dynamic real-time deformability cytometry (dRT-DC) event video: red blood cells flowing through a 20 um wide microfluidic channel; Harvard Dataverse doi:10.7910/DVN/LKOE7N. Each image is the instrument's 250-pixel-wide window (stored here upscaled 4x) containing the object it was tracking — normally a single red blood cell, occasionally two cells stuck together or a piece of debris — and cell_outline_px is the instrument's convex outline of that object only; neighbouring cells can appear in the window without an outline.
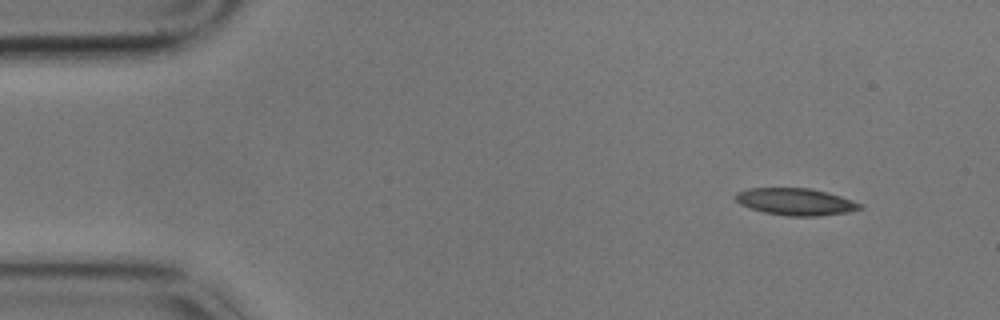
{"species": "common noctule bat (a hibernating species)", "species_latin": "Nyctalus noctula", "temperature_condition": "cold", "stored_images_in_passage": 6, "camera_frame_rate_fps": 3000, "um_per_image_px": 0.085, "animal": {"sex": "male", "body_mass_g": 17.9}, "frame": {"image": 1, "passage_image": 1, "time_ms": 0.0, "image_size_px": [1000, 320], "cell_outline_px": [[864, 208], [848, 212], [816, 216], [788, 216], [764, 212], [740, 204], [732, 196], [736, 192], [748, 188], [812, 188], [828, 192], [864, 204]], "centroid_in_image_um": [67.64, 17.14], "position_along_channel_um": 17.4, "area_um2": 19.71}}
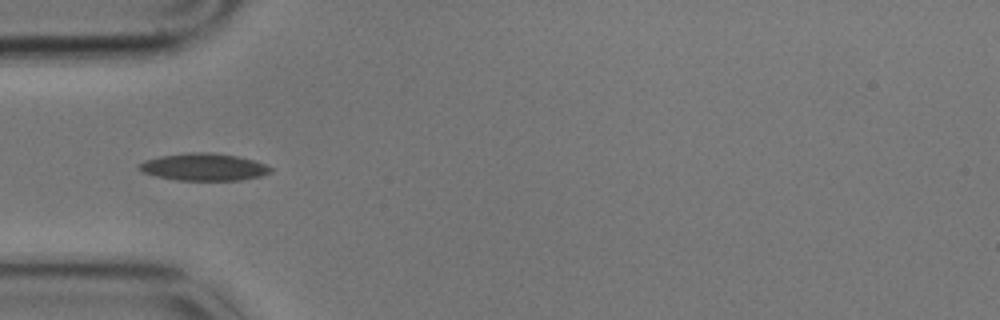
{"frame": {"image": 2, "passage_image": 4, "time_ms": 1.0, "image_size_px": [1000, 320], "cell_outline_px": [[272, 172], [260, 176], [240, 180], [176, 180], [156, 176], [144, 172], [136, 168], [136, 164], [144, 160], [160, 156], [192, 152], [204, 152], [236, 156], [252, 160], [264, 164], [272, 168]], "centroid_in_image_um": [17.27, 14.2], "position_along_channel_um": 67.7, "area_um2": 20.75}}
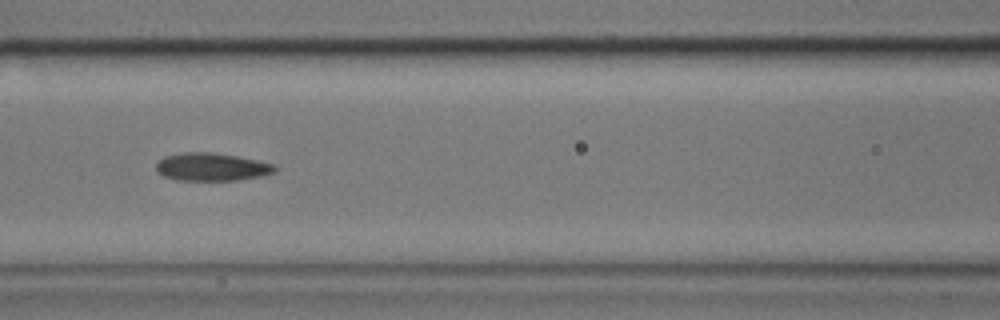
{"frame": {"image": 3, "passage_image": 6, "time_ms": 1.667, "image_size_px": [1000, 320], "cell_outline_px": [[280, 168], [276, 172], [260, 176], [236, 180], [176, 180], [164, 176], [156, 172], [156, 164], [164, 156], [184, 152], [212, 152], [260, 160], [276, 164]], "centroid_in_image_um": [18.04, 14.18], "position_along_channel_um": 148.6, "area_um2": 19.54}}